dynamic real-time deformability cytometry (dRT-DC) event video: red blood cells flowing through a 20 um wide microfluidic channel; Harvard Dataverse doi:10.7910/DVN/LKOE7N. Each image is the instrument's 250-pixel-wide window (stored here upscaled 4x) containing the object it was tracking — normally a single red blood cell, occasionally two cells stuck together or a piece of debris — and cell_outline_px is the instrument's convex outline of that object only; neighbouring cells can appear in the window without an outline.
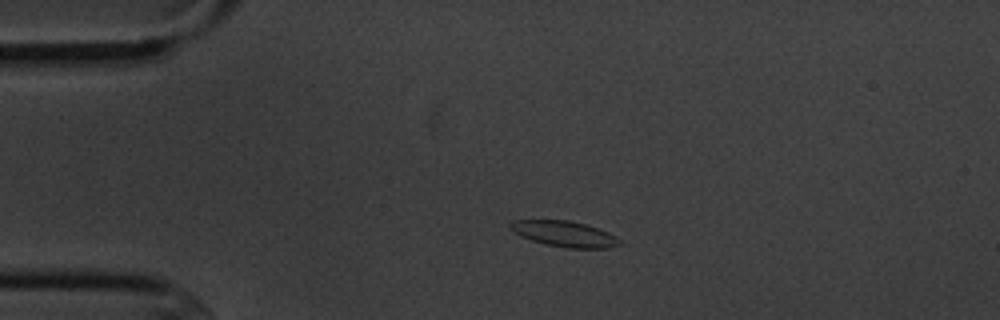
{"species": "common noctule bat (a hibernating species)", "species_latin": "Nyctalus noctula", "temperature_condition": "cold", "stored_images_in_passage": 3, "camera_frame_rate_fps": 3000, "um_per_image_px": 0.085, "animal": {"sex": "male", "body_mass_g": 20.1, "forearm_length_mm": 53.5}, "frame": {"image": 1, "passage_image": 2, "time_ms": 1.333, "image_size_px": [1000, 320], "cell_outline_px": [[624, 244], [608, 248], [568, 248], [544, 244], [520, 236], [512, 232], [508, 224], [512, 220], [568, 220], [584, 224], [608, 232], [616, 236]], "centroid_in_image_um": [47.96, 19.88], "position_along_channel_um": 37.0, "area_um2": 16.47}}